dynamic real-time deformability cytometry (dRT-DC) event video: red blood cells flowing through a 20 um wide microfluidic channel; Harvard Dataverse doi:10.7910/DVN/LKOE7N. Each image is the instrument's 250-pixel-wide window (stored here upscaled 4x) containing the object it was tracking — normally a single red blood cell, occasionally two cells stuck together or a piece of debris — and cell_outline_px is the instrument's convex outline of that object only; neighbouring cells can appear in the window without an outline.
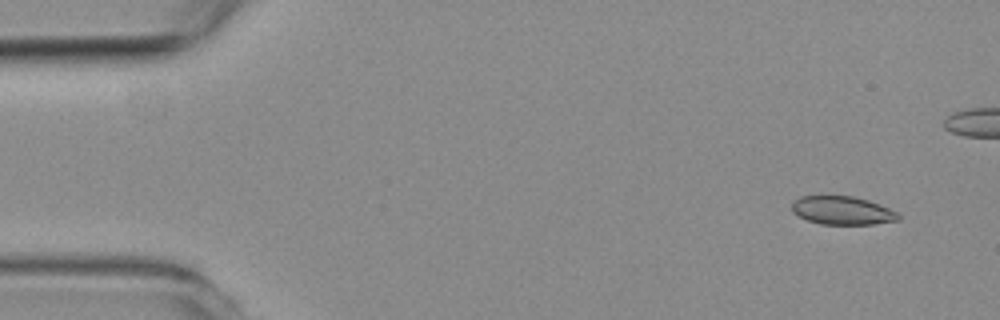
{"species": "common noctule bat (a hibernating species)", "species_latin": "Nyctalus noctula", "temperature_condition": "room temperature", "stored_images_in_passage": 5, "camera_frame_rate_fps": 3000, "um_per_image_px": 0.085, "animal": {"sex": "female", "body_mass_g": 19.3, "forearm_length_mm": 54.1}, "frame": {"image": 1, "passage_image": 1, "time_ms": 0.0, "image_size_px": [1000, 320], "cell_outline_px": [[900, 220], [872, 224], [820, 224], [808, 220], [792, 212], [792, 200], [800, 196], [852, 196], [868, 200], [880, 204], [896, 212], [900, 216]], "centroid_in_image_um": [71.58, 17.88], "position_along_channel_um": 13.4, "area_um2": 17.57}}